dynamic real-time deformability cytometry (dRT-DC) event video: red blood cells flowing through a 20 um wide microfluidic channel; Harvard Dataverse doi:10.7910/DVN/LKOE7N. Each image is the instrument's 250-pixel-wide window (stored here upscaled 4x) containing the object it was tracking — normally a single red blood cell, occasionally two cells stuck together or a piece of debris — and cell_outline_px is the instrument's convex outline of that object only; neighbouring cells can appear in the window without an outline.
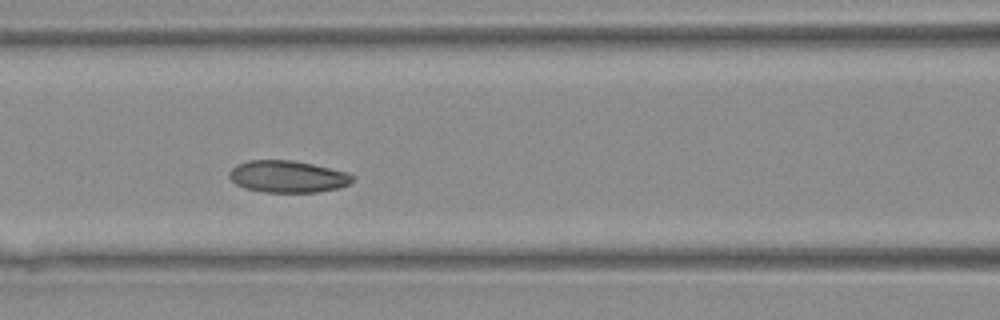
{"species": "Egyptian fruit bat (a non-hibernating species)", "species_latin": "Rousettus aegyptiacus", "temperature_condition": "warm", "stored_images_in_passage": 21, "camera_frame_rate_fps": 3000, "um_per_image_px": 0.085, "animal": {"sex": "female"}, "frame": {"image": 1, "passage_image": 7, "time_ms": 2.0, "image_size_px": [1000, 320], "cell_outline_px": [[356, 176], [348, 184], [340, 188], [316, 192], [264, 192], [244, 188], [236, 184], [228, 176], [228, 172], [236, 164], [248, 160], [292, 160], [312, 164], [348, 172]], "centroid_in_image_um": [24.44, 15.0], "position_along_channel_um": 142.2, "area_um2": 23.06}}